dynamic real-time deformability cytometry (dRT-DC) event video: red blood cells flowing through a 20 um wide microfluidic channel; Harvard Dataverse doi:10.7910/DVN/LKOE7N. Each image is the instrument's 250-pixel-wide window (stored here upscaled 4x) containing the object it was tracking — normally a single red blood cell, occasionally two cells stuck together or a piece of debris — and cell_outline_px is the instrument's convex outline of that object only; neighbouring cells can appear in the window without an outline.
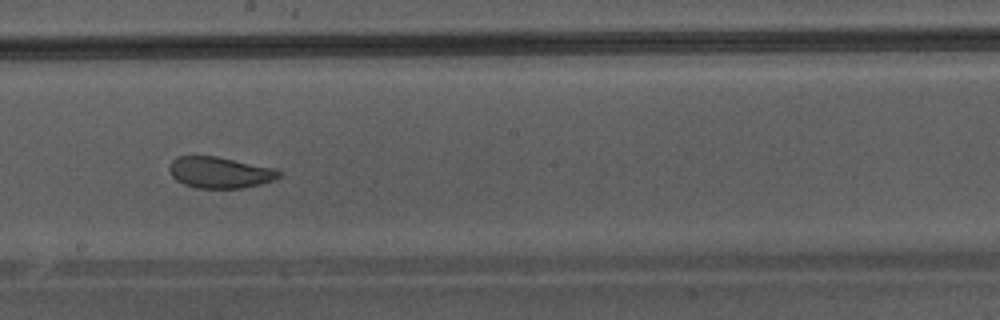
{"species": "Egyptian fruit bat (a non-hibernating species)", "species_latin": "Rousettus aegyptiacus", "temperature_condition": "warm", "stored_images_in_passage": 48, "camera_frame_rate_fps": 3000, "um_per_image_px": 0.085, "animal": {"sex": "male"}, "frame": {"image": 1, "passage_image": 28, "time_ms": 9.0, "image_size_px": [1000, 320], "cell_outline_px": [[280, 176], [272, 180], [260, 184], [240, 188], [196, 188], [184, 184], [176, 180], [172, 176], [168, 168], [172, 160], [176, 156], [216, 156], [276, 168], [280, 172]], "centroid_in_image_um": [18.66, 14.65], "position_along_channel_um": 229.5, "area_um2": 19.94}}